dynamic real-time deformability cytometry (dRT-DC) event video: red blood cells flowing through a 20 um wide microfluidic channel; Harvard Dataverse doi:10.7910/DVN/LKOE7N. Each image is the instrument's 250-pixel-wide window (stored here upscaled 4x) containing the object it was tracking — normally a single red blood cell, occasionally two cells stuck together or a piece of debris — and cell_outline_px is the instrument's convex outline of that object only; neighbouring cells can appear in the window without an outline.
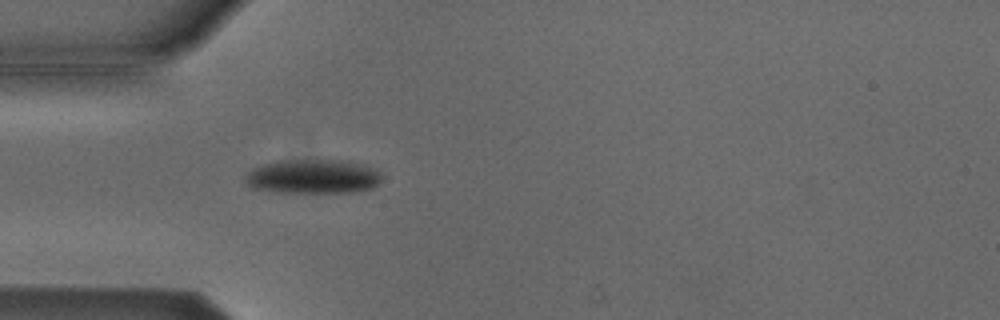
{"species": "Egyptian fruit bat (a non-hibernating species)", "species_latin": "Rousettus aegyptiacus", "temperature_condition": "cold", "stored_images_in_passage": 4, "camera_frame_rate_fps": 3000, "um_per_image_px": 0.085, "animal": {"sex": "male"}, "frame": {"image": 1, "passage_image": 4, "time_ms": 1.0, "image_size_px": [1000, 320], "cell_outline_px": [[380, 180], [372, 188], [348, 192], [276, 192], [252, 188], [248, 184], [244, 176], [252, 168], [264, 164], [280, 160], [340, 160], [364, 164], [376, 168], [380, 172]], "centroid_in_image_um": [26.59, 14.99], "position_along_channel_um": 58.4, "area_um2": 27.17}}